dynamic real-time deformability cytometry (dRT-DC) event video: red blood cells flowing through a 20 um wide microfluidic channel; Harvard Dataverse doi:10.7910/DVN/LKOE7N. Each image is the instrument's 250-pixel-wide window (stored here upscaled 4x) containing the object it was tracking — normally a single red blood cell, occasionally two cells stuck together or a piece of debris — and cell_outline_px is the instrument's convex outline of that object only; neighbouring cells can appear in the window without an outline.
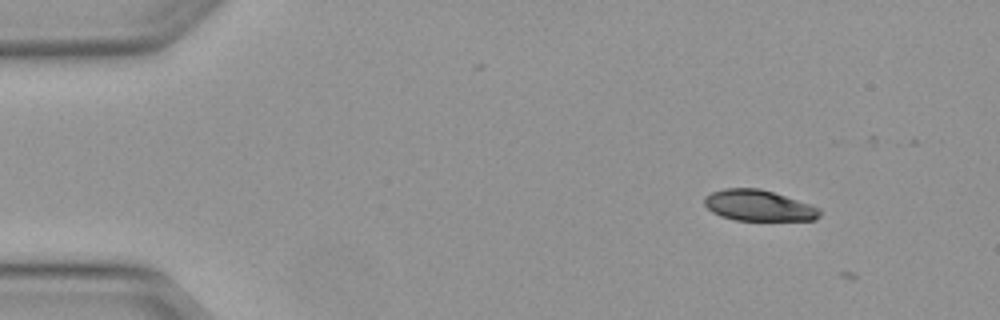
{"species": "Egyptian fruit bat (a non-hibernating species)", "species_latin": "Rousettus aegyptiacus", "temperature_condition": "warm", "stored_images_in_passage": 4, "camera_frame_rate_fps": 3000, "um_per_image_px": 0.085, "animal": {"sex": "female"}, "frame": {"image": 1, "passage_image": 1, "time_ms": 0.0, "image_size_px": [1000, 320], "cell_outline_px": [[820, 216], [816, 220], [736, 220], [720, 216], [712, 212], [704, 204], [704, 196], [712, 192], [724, 188], [760, 188], [812, 204], [820, 208]], "centroid_in_image_um": [64.49, 17.47], "position_along_channel_um": 20.5, "area_um2": 20.92}}